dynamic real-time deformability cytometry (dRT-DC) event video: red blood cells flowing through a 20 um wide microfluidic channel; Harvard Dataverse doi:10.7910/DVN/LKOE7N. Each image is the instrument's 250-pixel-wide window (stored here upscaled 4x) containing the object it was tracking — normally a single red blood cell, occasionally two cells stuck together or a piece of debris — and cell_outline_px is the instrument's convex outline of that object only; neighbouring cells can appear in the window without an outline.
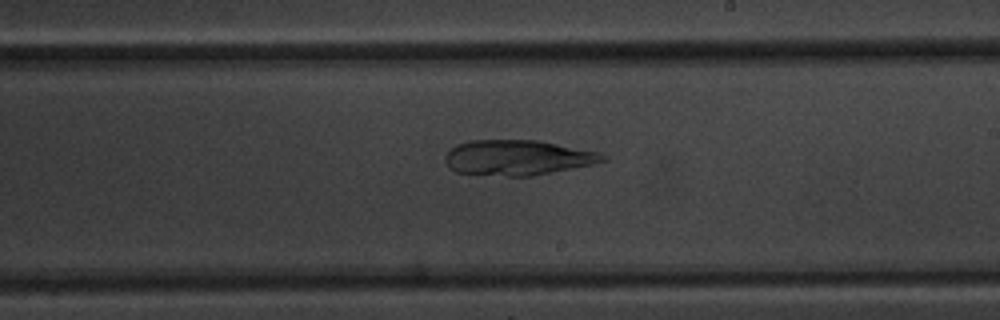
{"species": "common noctule bat (a hibernating species)", "species_latin": "Nyctalus noctula", "temperature_condition": "warm", "stored_images_in_passage": 59, "camera_frame_rate_fps": 3000, "um_per_image_px": 0.085, "animal": {"sex": "male", "body_mass_g": 20.1, "forearm_length_mm": 53.5}, "frame": {"image": 1, "passage_image": 34, "time_ms": 11.0, "image_size_px": [1000, 320], "cell_outline_px": [[608, 160], [592, 164], [532, 176], [508, 176], [456, 172], [448, 168], [444, 160], [444, 156], [456, 144], [468, 140], [536, 140], [600, 152], [608, 156]], "centroid_in_image_um": [43.98, 13.39], "position_along_channel_um": 245.0, "area_um2": 32.37}}
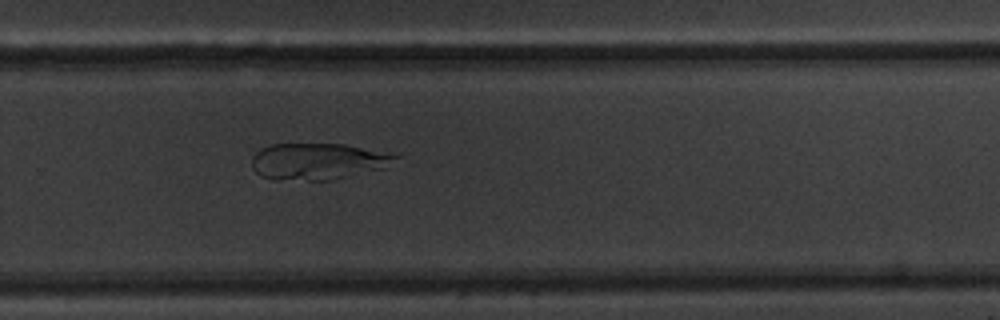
{"frame": {"image": 2, "passage_image": 39, "time_ms": 12.667, "image_size_px": [1000, 320], "cell_outline_px": [[400, 156], [384, 168], [332, 180], [276, 180], [260, 176], [252, 168], [252, 156], [260, 148], [268, 144], [344, 144]], "centroid_in_image_um": [26.93, 13.72], "position_along_channel_um": 302.9, "area_um2": 30.46}}
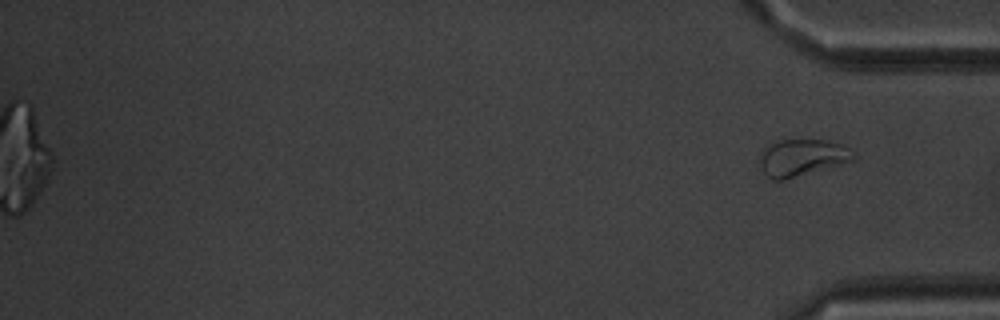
{"frame": {"image": 3, "passage_image": 59, "time_ms": 19.333, "image_size_px": [1000, 320], "cell_outline_px": [[856, 160], [784, 180], [772, 180], [760, 168], [760, 156], [764, 148], [768, 144], [776, 140], [828, 140], [844, 144], [856, 152]], "centroid_in_image_um": [68.22, 13.38], "position_along_channel_um": 367.0, "area_um2": 20.46}}